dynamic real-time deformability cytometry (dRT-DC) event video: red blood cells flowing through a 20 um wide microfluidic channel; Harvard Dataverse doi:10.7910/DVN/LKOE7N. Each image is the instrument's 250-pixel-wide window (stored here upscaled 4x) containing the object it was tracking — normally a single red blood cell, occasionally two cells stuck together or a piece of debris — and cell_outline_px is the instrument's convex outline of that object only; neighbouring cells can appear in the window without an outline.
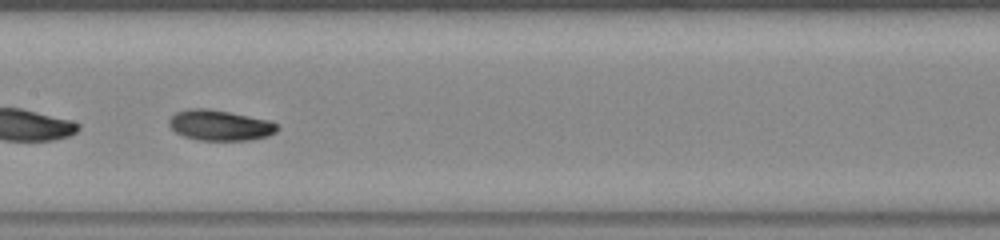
{"species": "common noctule bat (a hibernating species)", "species_latin": "Nyctalus noctula", "temperature_condition": "warm", "stored_images_in_passage": 30, "camera_frame_rate_fps": 3000, "um_per_image_px": 0.085, "animal": {"sex": "female", "body_mass_g": 23.0, "forearm_length_mm": 53.4}, "frame": {"image": 1, "passage_image": 13, "time_ms": 4.0, "image_size_px": [1000, 240], "cell_outline_px": [[280, 128], [276, 132], [268, 136], [248, 140], [200, 140], [184, 136], [176, 132], [168, 124], [168, 120], [176, 112], [188, 108], [208, 108], [268, 120], [276, 124]], "centroid_in_image_um": [18.68, 10.64], "position_along_channel_um": 188.7, "area_um2": 19.13}, "authors_computed_cell_mechanics": {"area_um2": 18.8717, "velocity_mm_per_s": 3.9157, "shape_relaxation_time_tau1_ms": 3.7538, "shape_relaxation_time_tau2_ms": 5.6915, "deformation_change_tau1": 0.1481, "deformation_change_tau2": 0.118}}